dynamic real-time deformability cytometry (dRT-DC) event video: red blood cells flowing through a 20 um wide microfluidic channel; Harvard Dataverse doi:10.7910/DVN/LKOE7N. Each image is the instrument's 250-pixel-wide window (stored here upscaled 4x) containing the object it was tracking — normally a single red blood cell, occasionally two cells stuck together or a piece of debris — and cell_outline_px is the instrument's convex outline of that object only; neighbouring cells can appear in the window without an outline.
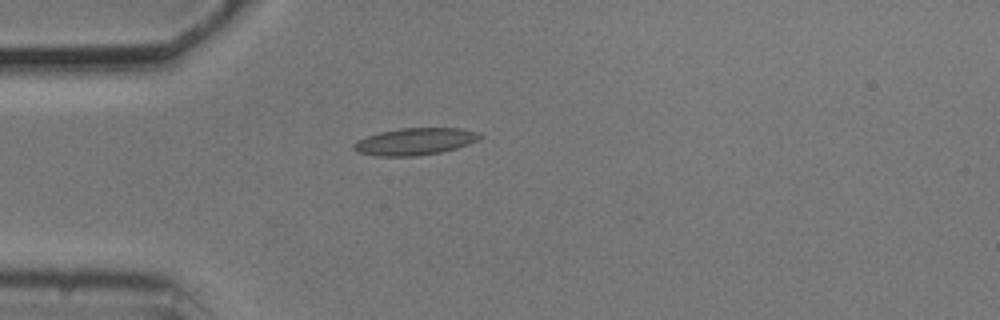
{"species": "common noctule bat (a hibernating species)", "species_latin": "Nyctalus noctula", "temperature_condition": "cold", "stored_images_in_passage": 40, "camera_frame_rate_fps": 3000, "um_per_image_px": 0.085, "animal": {"sex": "male", "body_mass_g": 20.5, "forearm_length_mm": 52.5}, "frame": {"image": 1, "passage_image": 1, "time_ms": 0.0, "image_size_px": [1000, 320], "cell_outline_px": [[484, 136], [468, 144], [456, 148], [440, 152], [416, 156], [376, 156], [356, 152], [352, 148], [352, 144], [356, 140], [380, 132], [400, 128], [460, 128], [480, 132]], "centroid_in_image_um": [35.25, 12.02], "position_along_channel_um": 49.8, "area_um2": 19.94}}
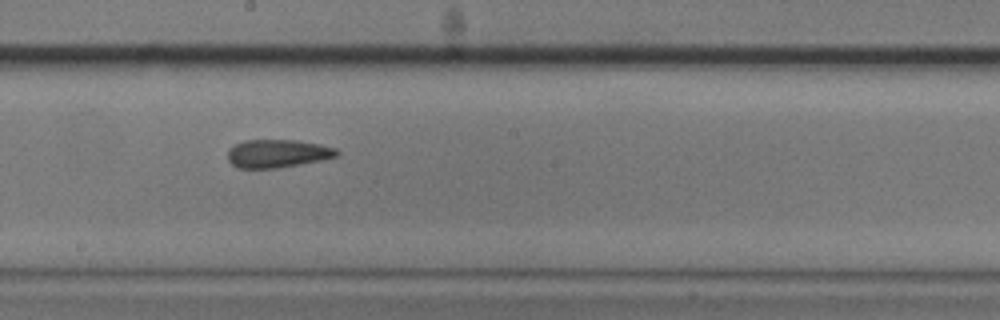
{"frame": {"image": 2, "passage_image": 16, "time_ms": 5.0, "image_size_px": [1000, 320], "cell_outline_px": [[340, 152], [336, 156], [324, 160], [276, 168], [236, 168], [228, 160], [228, 152], [236, 144], [244, 140], [296, 140], [320, 144], [336, 148]], "centroid_in_image_um": [23.62, 13.05], "position_along_channel_um": 224.6, "area_um2": 17.86}}
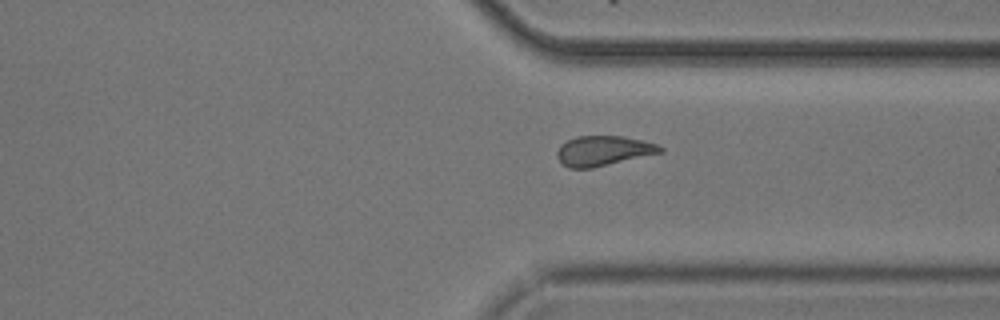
{"frame": {"image": 3, "passage_image": 27, "time_ms": 8.667, "image_size_px": [1000, 320], "cell_outline_px": [[664, 152], [592, 168], [568, 168], [556, 156], [556, 152], [560, 144], [576, 136], [620, 136], [640, 140], [656, 144], [664, 148]], "centroid_in_image_um": [51.27, 12.82], "position_along_channel_um": 360.1, "area_um2": 17.92}, "authors_computed_cell_mechanics": {"area_um2": 18.0914, "velocity_mm_per_s": 3.6998, "shape_relaxation_time_tau1_ms": null, "shape_relaxation_time_tau2_ms": 3.2475, "deformation_change_tau1": null, "deformation_change_tau2": 0.1164}}